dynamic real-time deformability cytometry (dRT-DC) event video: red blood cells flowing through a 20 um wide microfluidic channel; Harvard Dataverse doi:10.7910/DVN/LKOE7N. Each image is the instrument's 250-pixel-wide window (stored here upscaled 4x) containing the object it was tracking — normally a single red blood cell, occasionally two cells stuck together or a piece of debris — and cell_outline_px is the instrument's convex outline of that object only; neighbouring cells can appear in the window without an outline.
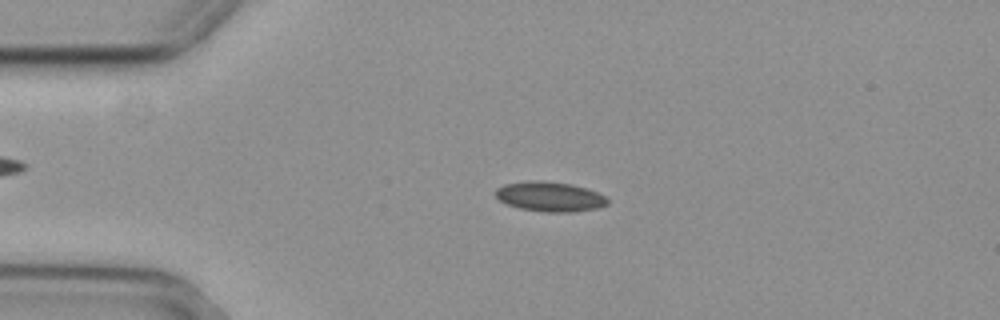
{"species": "common noctule bat (a hibernating species)", "species_latin": "Nyctalus noctula", "temperature_condition": "cold", "stored_images_in_passage": 44, "camera_frame_rate_fps": 3000, "um_per_image_px": 0.085, "animal": {"sex": "female", "body_mass_g": 29.2, "forearm_length_mm": 56.3}, "frame": {"image": 1, "passage_image": 1, "time_ms": 0.0, "image_size_px": [1000, 320], "cell_outline_px": [[608, 204], [596, 208], [572, 212], [544, 212], [520, 208], [508, 204], [500, 200], [496, 196], [496, 188], [504, 184], [528, 180], [540, 180], [572, 184], [596, 192], [604, 196], [608, 200]], "centroid_in_image_um": [46.71, 16.7], "position_along_channel_um": 38.3, "area_um2": 19.31}}
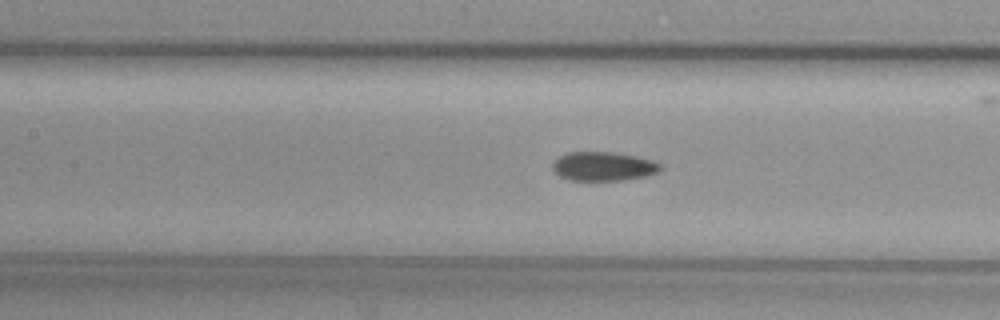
{"frame": {"image": 2, "passage_image": 13, "time_ms": 4.0, "image_size_px": [1000, 320], "cell_outline_px": [[664, 168], [660, 172], [648, 176], [624, 180], [568, 180], [560, 176], [552, 168], [552, 164], [560, 156], [568, 152], [616, 152], [636, 156], [652, 160], [660, 164]], "centroid_in_image_um": [51.34, 14.14], "position_along_channel_um": 156.1, "area_um2": 18.38}}
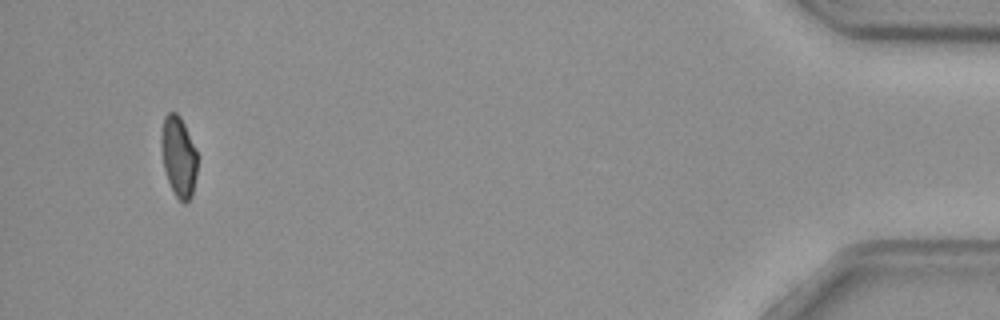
{"frame": {"image": 3, "passage_image": 41, "time_ms": 13.333, "image_size_px": [1000, 320], "cell_outline_px": [[196, 176], [192, 196], [184, 204], [176, 196], [168, 180], [164, 168], [160, 148], [160, 136], [164, 116], [168, 112], [176, 112], [180, 116], [184, 124], [196, 152]], "centroid_in_image_um": [15.15, 13.29], "position_along_channel_um": 420.1, "area_um2": 16.82}}